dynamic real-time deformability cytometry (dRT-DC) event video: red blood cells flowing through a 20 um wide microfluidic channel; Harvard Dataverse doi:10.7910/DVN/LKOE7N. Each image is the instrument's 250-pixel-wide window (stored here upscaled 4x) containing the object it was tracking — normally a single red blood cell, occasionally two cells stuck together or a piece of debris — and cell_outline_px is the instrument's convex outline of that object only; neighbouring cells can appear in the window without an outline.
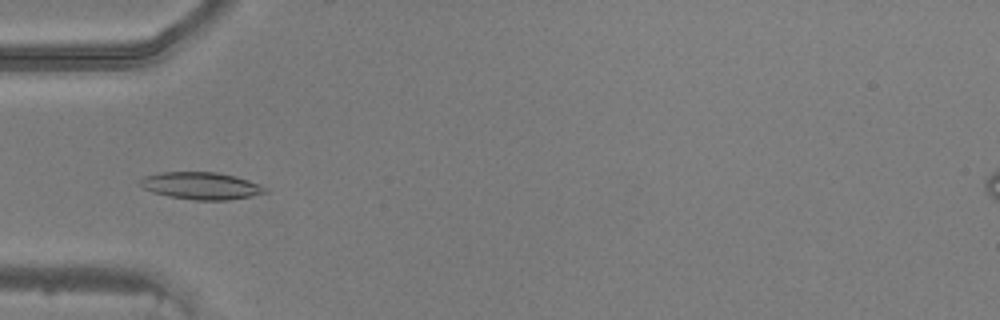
{"species": "common noctule bat (a hibernating species)", "species_latin": "Nyctalus noctula", "temperature_condition": "warm", "stored_images_in_passage": 45, "camera_frame_rate_fps": 3000, "um_per_image_px": 0.085, "animal": {"sex": "male", "body_mass_g": 20.5, "forearm_length_mm": 52.5}, "frame": {"image": 1, "passage_image": 12, "time_ms": 3.667, "image_size_px": [1000, 320], "cell_outline_px": [[268, 192], [252, 196], [228, 200], [196, 200], [168, 196], [152, 192], [136, 184], [144, 176], [160, 172], [216, 172], [236, 176], [260, 184], [268, 188]], "centroid_in_image_um": [17.09, 15.79], "position_along_channel_um": 67.9, "area_um2": 20.0}}
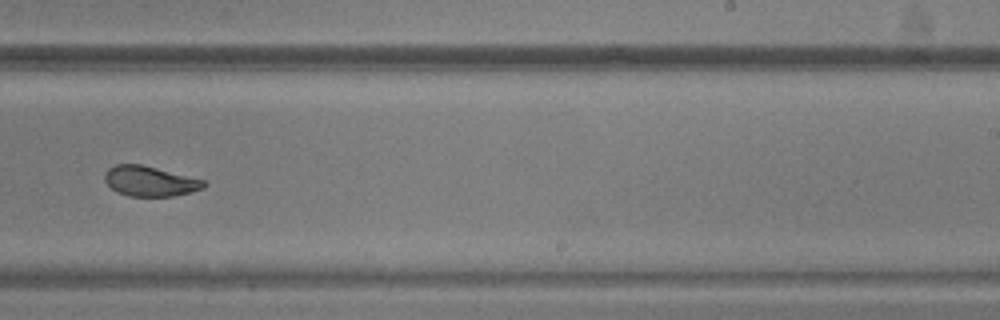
{"frame": {"image": 2, "passage_image": 27, "time_ms": 8.667, "image_size_px": [1000, 320], "cell_outline_px": [[208, 184], [204, 188], [172, 196], [128, 196], [116, 192], [104, 180], [104, 172], [108, 168], [116, 164], [140, 164], [204, 180]], "centroid_in_image_um": [12.71, 15.4], "position_along_channel_um": 276.3, "area_um2": 17.28}}
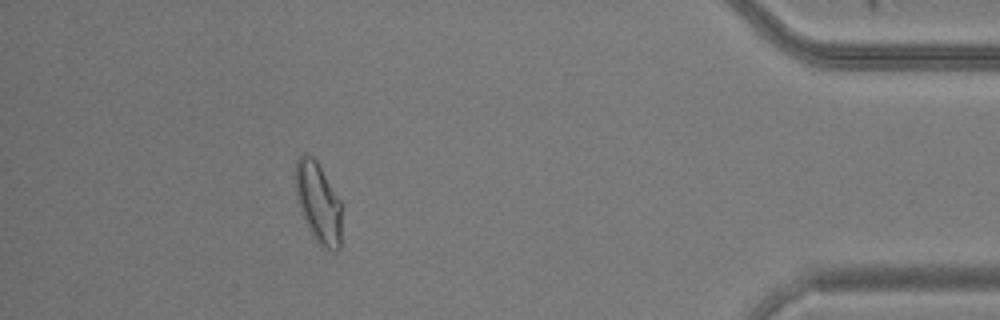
{"frame": {"image": 3, "passage_image": 40, "time_ms": 13.0, "image_size_px": [1000, 320], "cell_outline_px": [[340, 248], [336, 252], [324, 248], [312, 236], [296, 196], [296, 160], [304, 152], [312, 156], [316, 160], [340, 200]], "centroid_in_image_um": [27.06, 17.22], "position_along_channel_um": 408.1, "area_um2": 21.15}}